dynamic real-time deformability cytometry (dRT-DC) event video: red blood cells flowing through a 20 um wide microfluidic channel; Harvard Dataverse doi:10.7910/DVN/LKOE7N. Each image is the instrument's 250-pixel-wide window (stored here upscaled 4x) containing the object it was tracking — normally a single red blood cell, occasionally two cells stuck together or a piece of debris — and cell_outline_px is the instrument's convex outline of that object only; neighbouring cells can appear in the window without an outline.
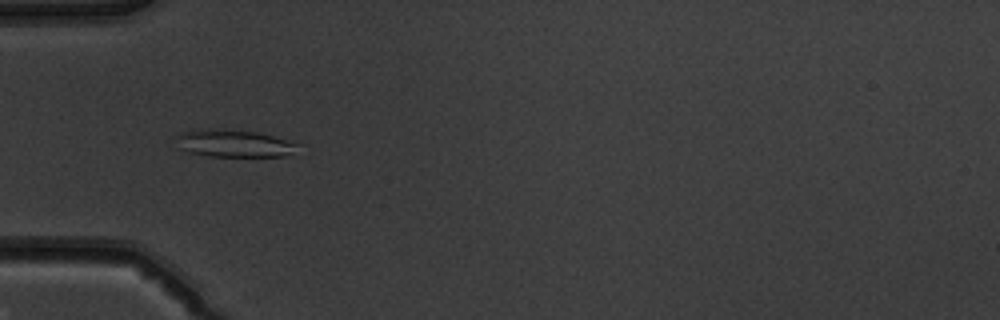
{"species": "common noctule bat (a hibernating species)", "species_latin": "Nyctalus noctula", "temperature_condition": "warm", "stored_images_in_passage": 41, "camera_frame_rate_fps": 3000, "um_per_image_px": 0.085, "animal": {"sex": "male", "body_mass_g": 19.5, "forearm_length_mm": 54.6}, "frame": {"image": 1, "passage_image": 7, "time_ms": 2.0, "image_size_px": [1000, 320], "cell_outline_px": [[300, 144], [292, 152], [284, 156], [208, 156], [188, 152], [180, 148], [172, 136], [180, 132], [256, 132], [272, 136]], "centroid_in_image_um": [19.87, 12.25], "position_along_channel_um": 65.1, "area_um2": 18.21}}
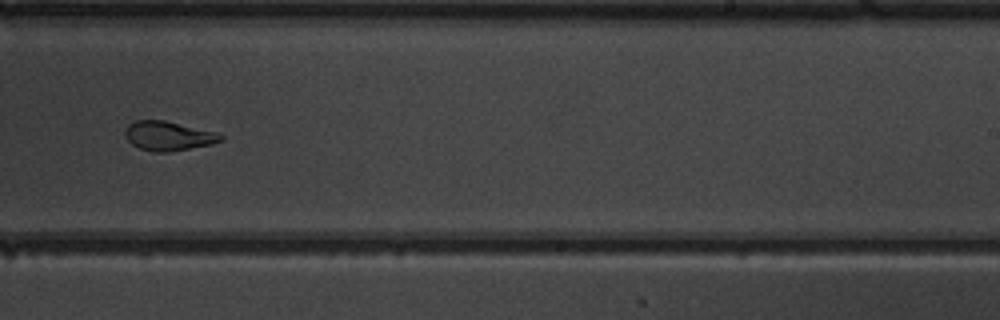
{"frame": {"image": 2, "passage_image": 23, "time_ms": 7.333, "image_size_px": [1000, 320], "cell_outline_px": [[224, 140], [212, 144], [168, 152], [152, 152], [140, 148], [132, 144], [128, 140], [124, 132], [128, 124], [136, 120], [164, 120], [216, 132], [224, 136]], "centroid_in_image_um": [14.31, 11.55], "position_along_channel_um": 274.7, "area_um2": 16.3}}
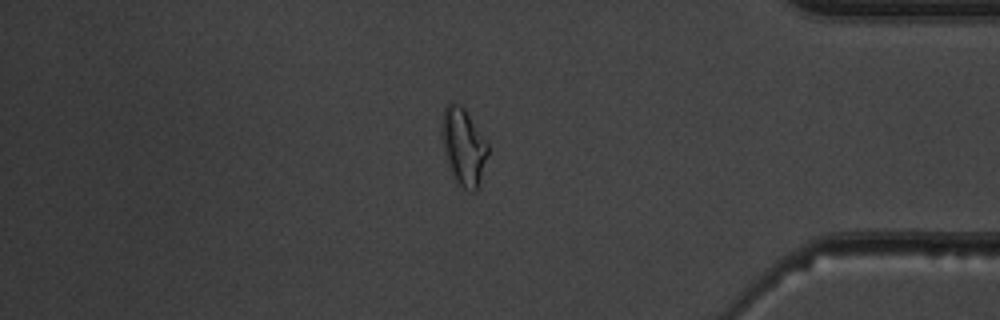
{"frame": {"image": 3, "passage_image": 34, "time_ms": 11.0, "image_size_px": [1000, 320], "cell_outline_px": [[488, 152], [480, 180], [476, 192], [468, 192], [456, 184], [440, 136], [440, 124], [444, 108], [448, 100], [452, 100], [460, 104], [464, 108], [488, 144]], "centroid_in_image_um": [39.36, 12.43], "position_along_channel_um": 395.8, "area_um2": 20.81}, "authors_computed_cell_mechanics": {"area_um2": 17.3978, "velocity_mm_per_s": 3.9748, "shape_relaxation_time_tau1_ms": 5.9009, "shape_relaxation_time_tau2_ms": 2.0765, "deformation_change_tau1": 0.1981, "deformation_change_tau2": 0.0853}}